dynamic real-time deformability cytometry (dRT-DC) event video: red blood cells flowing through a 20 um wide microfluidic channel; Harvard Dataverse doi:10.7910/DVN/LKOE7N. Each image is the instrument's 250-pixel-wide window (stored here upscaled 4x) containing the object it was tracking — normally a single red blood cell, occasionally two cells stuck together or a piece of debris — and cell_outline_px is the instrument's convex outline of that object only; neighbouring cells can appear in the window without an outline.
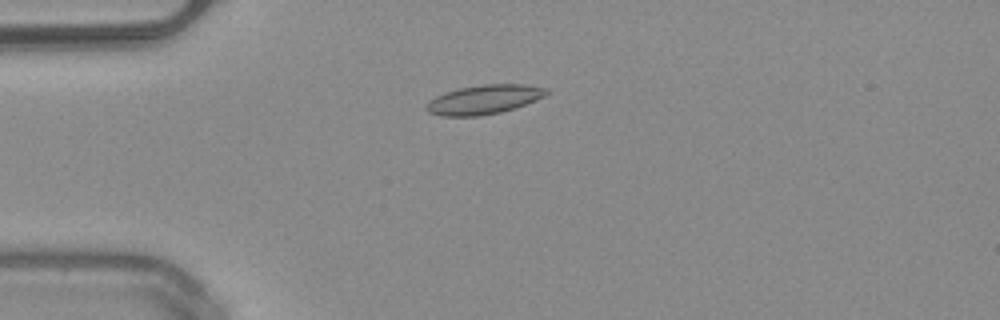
{"species": "common noctule bat (a hibernating species)", "species_latin": "Nyctalus noctula", "temperature_condition": "warm", "stored_images_in_passage": 50, "camera_frame_rate_fps": 3000, "um_per_image_px": 0.085, "animal": {"sex": "male", "body_mass_g": 20.4}, "frame": {"image": 1, "passage_image": 13, "time_ms": 4.0, "image_size_px": [1000, 320], "cell_outline_px": [[552, 92], [536, 100], [516, 108], [500, 112], [480, 116], [440, 116], [428, 112], [424, 108], [424, 104], [428, 100], [444, 92], [460, 88], [484, 84], [524, 84], [548, 88]], "centroid_in_image_um": [41.13, 8.46], "position_along_channel_um": 43.9, "area_um2": 20.75}}
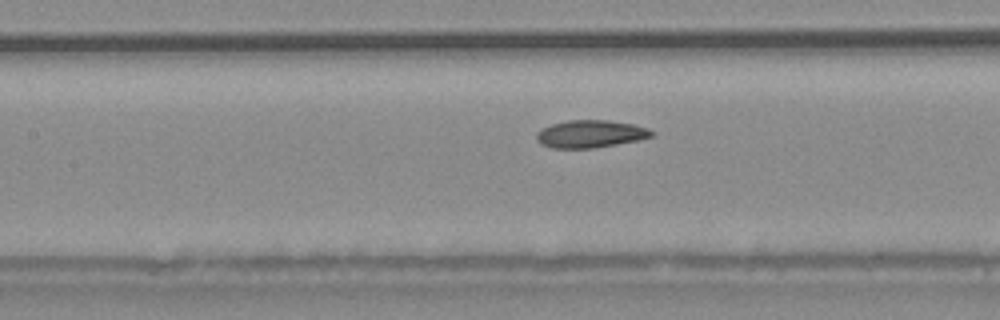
{"frame": {"image": 2, "passage_image": 23, "time_ms": 7.333, "image_size_px": [1000, 320], "cell_outline_px": [[656, 132], [652, 136], [640, 140], [592, 148], [552, 148], [540, 144], [536, 140], [536, 132], [552, 124], [568, 120], [608, 120], [632, 124], [648, 128]], "centroid_in_image_um": [50.19, 11.38], "position_along_channel_um": 157.2, "area_um2": 18.5}}
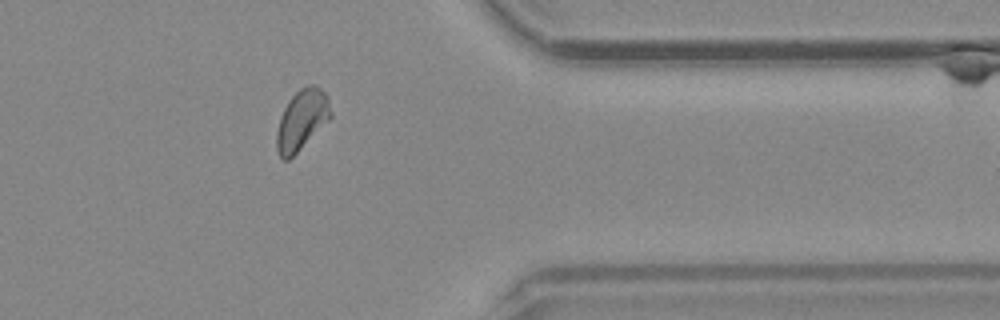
{"frame": {"image": 3, "passage_image": 41, "time_ms": 13.333, "image_size_px": [1000, 320], "cell_outline_px": [[332, 116], [288, 160], [284, 160], [280, 156], [276, 148], [276, 132], [280, 116], [288, 100], [300, 88], [308, 84], [312, 84], [320, 88], [328, 96], [332, 112]], "centroid_in_image_um": [25.64, 10.15], "position_along_channel_um": 385.8, "area_um2": 18.79}, "authors_computed_cell_mechanics": {"area_um2": 18.9006, "velocity_mm_per_s": 4.0292, "shape_relaxation_time_tau1_ms": null, "shape_relaxation_time_tau2_ms": 4.473, "deformation_change_tau1": null, "deformation_change_tau2": 0.0929}}